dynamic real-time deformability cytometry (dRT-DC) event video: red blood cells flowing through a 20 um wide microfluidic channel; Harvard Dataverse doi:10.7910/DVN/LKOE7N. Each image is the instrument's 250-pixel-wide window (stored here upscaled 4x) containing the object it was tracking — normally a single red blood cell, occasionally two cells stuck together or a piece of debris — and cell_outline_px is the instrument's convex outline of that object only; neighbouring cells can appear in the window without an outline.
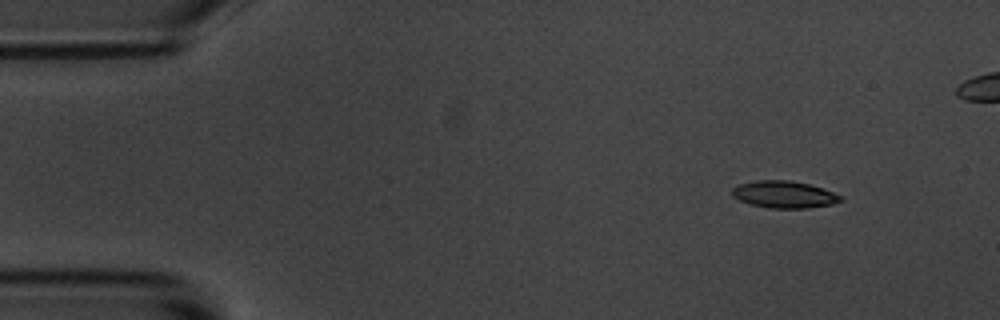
{"species": "common noctule bat (a hibernating species)", "species_latin": "Nyctalus noctula", "temperature_condition": "room temperature", "stored_images_in_passage": 5, "camera_frame_rate_fps": 3000, "um_per_image_px": 0.085, "animal": {"sex": "male", "body_mass_g": 20.1, "forearm_length_mm": 53.5}, "frame": {"image": 1, "passage_image": 2, "time_ms": 1.0, "image_size_px": [1000, 320], "cell_outline_px": [[844, 200], [832, 204], [808, 208], [768, 208], [748, 204], [732, 196], [732, 188], [740, 184], [756, 180], [788, 180], [808, 184], [844, 196]], "centroid_in_image_um": [66.64, 16.54], "position_along_channel_um": 18.4, "area_um2": 17.11}}